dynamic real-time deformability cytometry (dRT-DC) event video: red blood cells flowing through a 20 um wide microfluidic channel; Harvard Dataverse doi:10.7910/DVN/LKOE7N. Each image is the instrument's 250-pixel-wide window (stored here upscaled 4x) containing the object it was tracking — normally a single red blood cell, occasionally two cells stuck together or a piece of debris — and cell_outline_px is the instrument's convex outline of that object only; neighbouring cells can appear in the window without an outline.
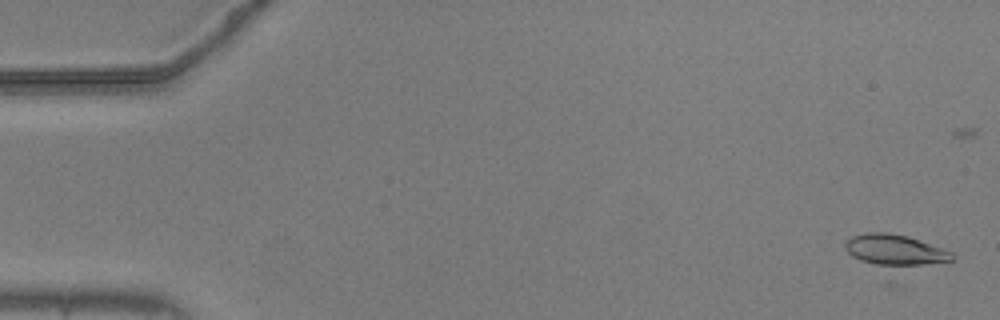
{"species": "common noctule bat (a hibernating species)", "species_latin": "Nyctalus noctula", "temperature_condition": "warm", "stored_images_in_passage": 51, "camera_frame_rate_fps": 3000, "um_per_image_px": 0.085, "animal": {"sex": "male", "body_mass_g": 20.5, "forearm_length_mm": 52.5}, "frame": {"image": 1, "passage_image": 2, "time_ms": 0.333, "image_size_px": [1000, 320], "cell_outline_px": [[956, 256], [952, 260], [892, 268], [884, 268], [860, 260], [852, 256], [844, 248], [844, 244], [852, 236], [864, 232], [888, 232], [908, 236], [944, 248], [952, 252]], "centroid_in_image_um": [76.05, 21.26], "position_along_channel_um": 9.0, "area_um2": 19.71}}
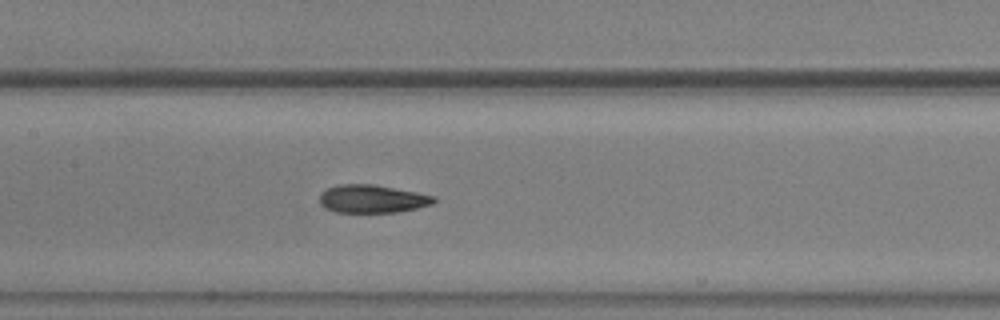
{"frame": {"image": 2, "passage_image": 27, "time_ms": 8.667, "image_size_px": [1000, 320], "cell_outline_px": [[436, 200], [432, 204], [416, 208], [396, 212], [336, 212], [324, 208], [320, 204], [320, 192], [328, 188], [340, 184], [376, 184], [436, 196]], "centroid_in_image_um": [31.62, 16.89], "position_along_channel_um": 175.8, "area_um2": 18.73}}
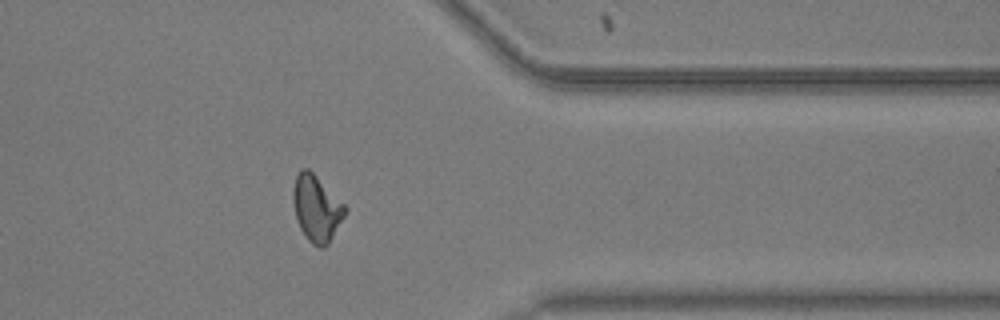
{"frame": {"image": 3, "passage_image": 45, "time_ms": 14.667, "image_size_px": [1000, 320], "cell_outline_px": [[348, 208], [344, 216], [328, 244], [324, 248], [320, 248], [312, 244], [308, 240], [300, 228], [296, 216], [292, 200], [292, 188], [296, 176], [300, 168], [308, 168]], "centroid_in_image_um": [26.88, 17.7], "position_along_channel_um": 384.5, "area_um2": 19.88}, "authors_computed_cell_mechanics": {"area_um2": 19.1896, "velocity_mm_per_s": 3.6821, "shape_relaxation_time_tau1_ms": 4.3084, "shape_relaxation_time_tau2_ms": 1.9644, "deformation_change_tau1": 0.176, "deformation_change_tau2": 0.0921}}